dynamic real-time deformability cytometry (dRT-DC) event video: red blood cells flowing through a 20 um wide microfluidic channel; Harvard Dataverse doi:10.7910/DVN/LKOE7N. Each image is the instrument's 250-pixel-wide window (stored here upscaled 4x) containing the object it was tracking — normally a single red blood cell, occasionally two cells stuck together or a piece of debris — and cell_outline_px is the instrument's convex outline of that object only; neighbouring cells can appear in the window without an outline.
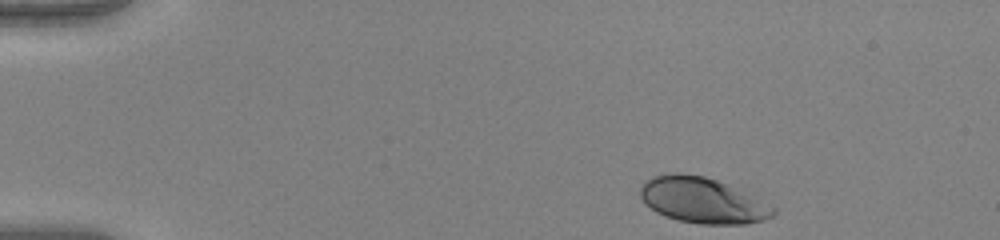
{"species": "human", "species_latin": "Homo sapiens", "temperature_condition": "warm", "stored_images_in_passage": 44, "camera_frame_rate_fps": 3000, "um_per_image_px": 0.085, "donor": {"sex": "female"}, "frame": {"image": 1, "passage_image": 1, "time_ms": 0.0, "image_size_px": [1000, 240], "cell_outline_px": [[776, 212], [772, 216], [764, 220], [744, 224], [700, 224], [676, 220], [664, 216], [656, 212], [644, 204], [640, 196], [640, 188], [652, 176], [672, 172], [680, 172], [704, 176], [716, 180], [776, 208]], "centroid_in_image_um": [59.64, 17.04], "position_along_channel_um": 25.4, "area_um2": 35.08}}
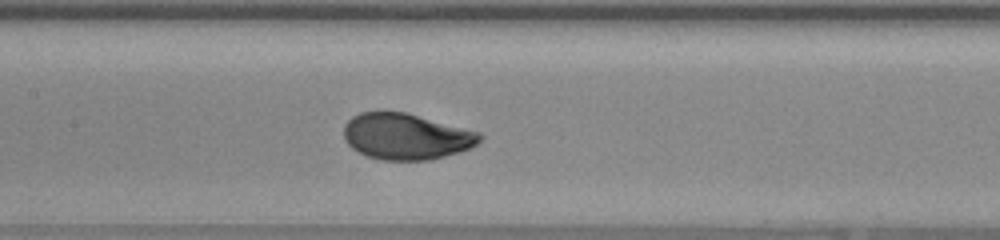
{"frame": {"image": 2, "passage_image": 19, "time_ms": 6.0, "image_size_px": [1000, 240], "cell_outline_px": [[484, 136], [476, 144], [468, 148], [444, 156], [428, 160], [380, 160], [368, 156], [352, 148], [344, 140], [344, 124], [352, 116], [360, 112], [380, 108], [404, 112], [480, 132]], "centroid_in_image_um": [34.45, 11.56], "position_along_channel_um": 172.9, "area_um2": 36.88}}
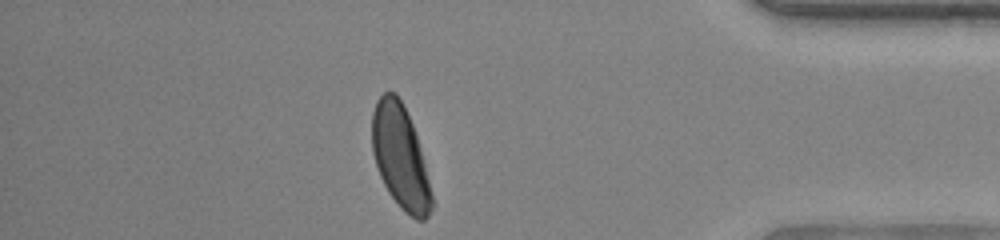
{"frame": {"image": 3, "passage_image": 38, "time_ms": 12.333, "image_size_px": [1000, 240], "cell_outline_px": [[432, 208], [428, 216], [424, 220], [416, 220], [404, 212], [400, 208], [388, 192], [380, 176], [372, 152], [372, 112], [376, 100], [384, 92], [396, 92], [412, 124], [420, 148], [432, 196]], "centroid_in_image_um": [34.0, 13.36], "position_along_channel_um": 401.2, "area_um2": 35.55}, "authors_computed_cell_mechanics": {"area_um2": 36.6741, "velocity_mm_per_s": 4.0759, "shape_relaxation_time_tau1_ms": 2.6462, "shape_relaxation_time_tau2_ms": null, "deformation_change_tau1": 0.1673, "deformation_change_tau2": null}}